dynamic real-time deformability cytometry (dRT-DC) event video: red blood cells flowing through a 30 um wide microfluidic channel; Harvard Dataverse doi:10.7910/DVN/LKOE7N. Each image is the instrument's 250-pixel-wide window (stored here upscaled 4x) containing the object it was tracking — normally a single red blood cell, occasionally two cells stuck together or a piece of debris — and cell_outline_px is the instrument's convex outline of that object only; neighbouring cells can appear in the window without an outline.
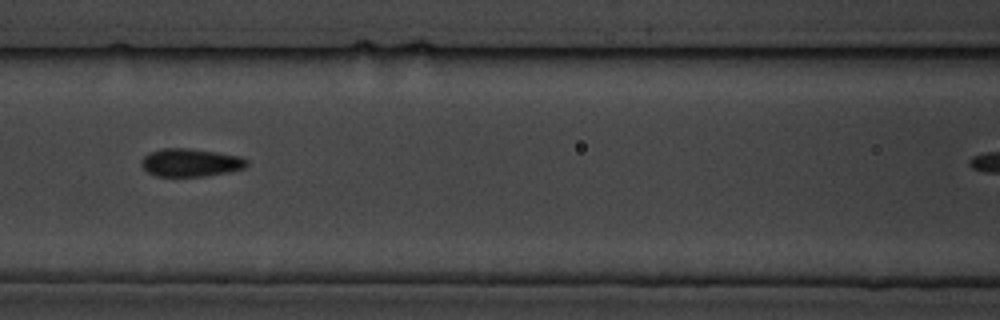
{"species": "common noctule bat (a hibernating species)", "species_latin": "Nyctalus noctula", "temperature_condition": "cold", "stored_images_in_passage": 9, "camera_frame_rate_fps": 3000, "um_per_image_px": 0.085, "animal": {"sex": "male", "body_mass_g": 19.5, "forearm_length_mm": 54.6}, "frame": {"image": 1, "passage_image": 7, "time_ms": 7.0, "image_size_px": [1000, 320], "cell_outline_px": [[248, 164], [244, 168], [228, 172], [204, 176], [156, 176], [148, 172], [144, 168], [144, 156], [152, 152], [164, 148], [188, 148], [216, 152], [240, 156], [248, 160]], "centroid_in_image_um": [16.26, 13.82], "position_along_channel_um": 150.3, "area_um2": 16.88}}
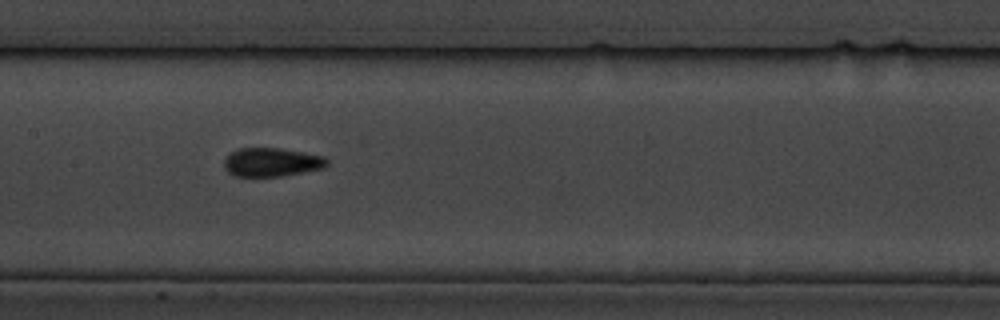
{"frame": {"image": 2, "passage_image": 8, "time_ms": 8.0, "image_size_px": [1000, 320], "cell_outline_px": [[328, 164], [324, 168], [304, 172], [280, 176], [236, 176], [228, 172], [224, 168], [224, 160], [232, 152], [240, 148], [280, 148], [304, 152], [324, 156], [328, 160]], "centroid_in_image_um": [23.12, 13.78], "position_along_channel_um": 184.3, "area_um2": 17.17}}